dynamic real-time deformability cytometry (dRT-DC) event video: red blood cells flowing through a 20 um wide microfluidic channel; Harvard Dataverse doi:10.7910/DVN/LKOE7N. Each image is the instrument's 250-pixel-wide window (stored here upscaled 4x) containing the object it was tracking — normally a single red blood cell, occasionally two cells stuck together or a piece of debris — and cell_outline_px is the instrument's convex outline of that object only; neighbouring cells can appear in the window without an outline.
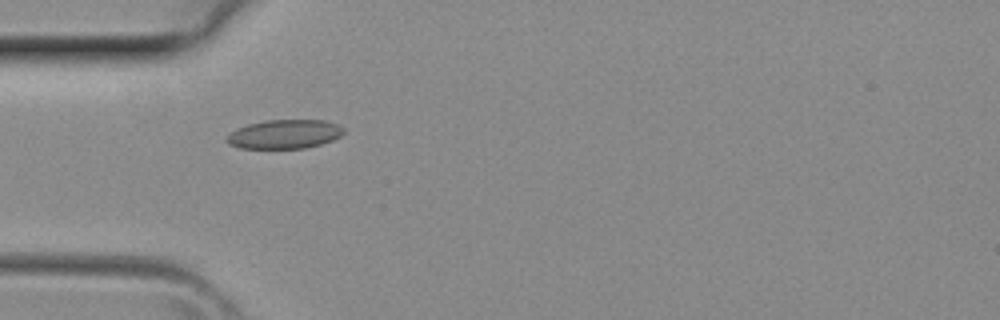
{"species": "common noctule bat (a hibernating species)", "species_latin": "Nyctalus noctula", "temperature_condition": "room temperature", "stored_images_in_passage": 2, "camera_frame_rate_fps": 3000, "um_per_image_px": 0.085, "animal": {"sex": "female", "body_mass_g": 29.2, "forearm_length_mm": 56.3}, "frame": {"image": 1, "passage_image": 1, "time_ms": 0.0, "image_size_px": [1000, 320], "cell_outline_px": [[344, 132], [340, 136], [332, 140], [320, 144], [304, 148], [240, 148], [228, 144], [228, 136], [236, 128], [248, 124], [264, 120], [324, 120], [336, 124], [344, 128]], "centroid_in_image_um": [24.19, 11.4], "position_along_channel_um": 60.8, "area_um2": 19.59}}
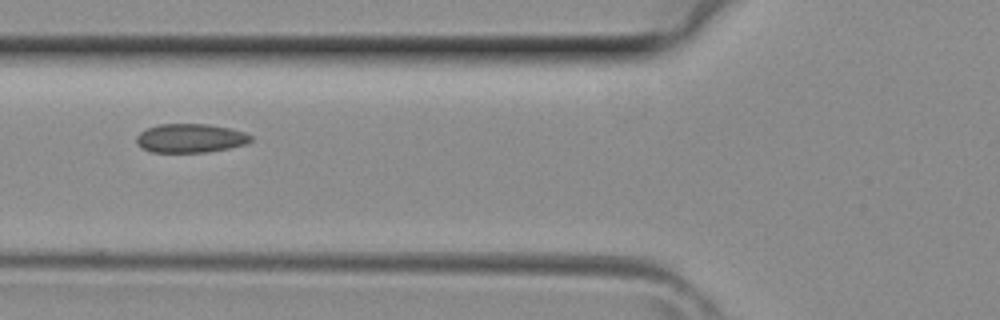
{"frame": {"image": 2, "passage_image": 2, "time_ms": 0.333, "image_size_px": [1000, 320], "cell_outline_px": [[252, 140], [244, 144], [228, 148], [208, 152], [152, 152], [144, 148], [136, 140], [136, 136], [140, 132], [148, 128], [160, 124], [208, 124], [228, 128], [244, 132], [252, 136]], "centroid_in_image_um": [16.19, 11.74], "position_along_channel_um": 109.6, "area_um2": 18.96}}